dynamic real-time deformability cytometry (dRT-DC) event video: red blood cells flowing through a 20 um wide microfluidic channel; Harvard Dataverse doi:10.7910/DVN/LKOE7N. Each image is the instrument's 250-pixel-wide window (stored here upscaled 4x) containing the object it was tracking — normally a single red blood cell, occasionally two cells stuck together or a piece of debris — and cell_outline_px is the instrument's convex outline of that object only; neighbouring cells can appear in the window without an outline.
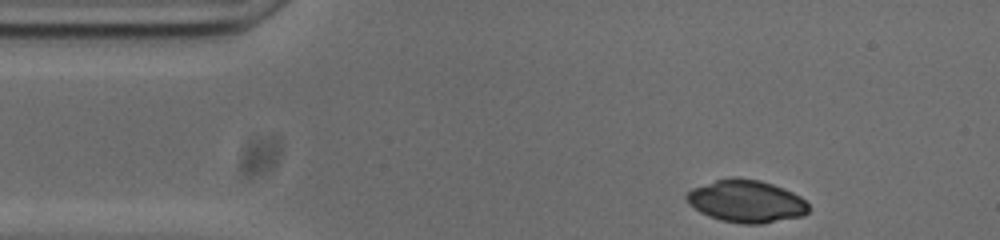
{"species": "common noctule bat (a hibernating species)", "species_latin": "Nyctalus noctula", "temperature_condition": "cold", "stored_images_in_passage": 37, "camera_frame_rate_fps": 3000, "um_per_image_px": 0.085, "animal": {"sex": "male", "body_mass_g": 20.0, "forearm_length_mm": 53.3}, "frame": {"image": 1, "passage_image": 1, "time_ms": 0.0, "image_size_px": [1000, 240], "cell_outline_px": [[808, 212], [804, 216], [760, 224], [744, 224], [720, 220], [708, 216], [700, 212], [688, 204], [684, 196], [692, 188], [716, 180], [732, 176], [760, 180], [784, 188], [800, 196], [808, 204]], "centroid_in_image_um": [63.42, 17.1], "position_along_channel_um": 21.6, "area_um2": 30.35}}
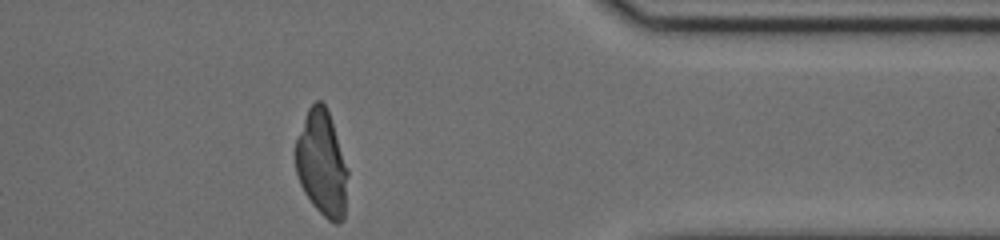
{"frame": {"image": 2, "passage_image": 37, "time_ms": 12.0, "image_size_px": [1000, 240], "cell_outline_px": [[348, 176], [344, 220], [340, 224], [336, 224], [328, 220], [312, 204], [304, 192], [300, 184], [296, 172], [296, 140], [308, 108], [316, 100], [320, 100], [328, 108], [348, 168]], "centroid_in_image_um": [27.38, 13.9], "position_along_channel_um": 384.0, "area_um2": 32.37}}